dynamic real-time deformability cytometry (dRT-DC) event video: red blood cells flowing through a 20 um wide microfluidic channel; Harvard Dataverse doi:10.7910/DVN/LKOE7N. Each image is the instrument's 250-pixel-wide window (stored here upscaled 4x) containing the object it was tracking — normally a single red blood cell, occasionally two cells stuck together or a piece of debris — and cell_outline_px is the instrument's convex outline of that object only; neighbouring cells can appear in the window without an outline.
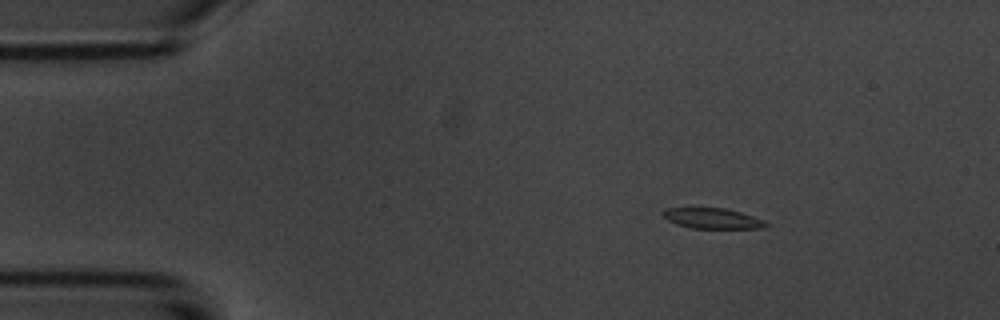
{"species": "common noctule bat (a hibernating species)", "species_latin": "Nyctalus noctula", "temperature_condition": "room temperature", "stored_images_in_passage": 4, "camera_frame_rate_fps": 3000, "um_per_image_px": 0.085, "animal": {"sex": "male", "body_mass_g": 20.1, "forearm_length_mm": 53.5}, "frame": {"image": 1, "passage_image": 1, "time_ms": 0.0, "image_size_px": [1000, 320], "cell_outline_px": [[768, 224], [764, 228], [692, 228], [676, 224], [668, 220], [664, 216], [664, 208], [724, 208], [740, 212], [764, 220]], "centroid_in_image_um": [60.56, 18.56], "position_along_channel_um": 24.4, "area_um2": 12.08}}
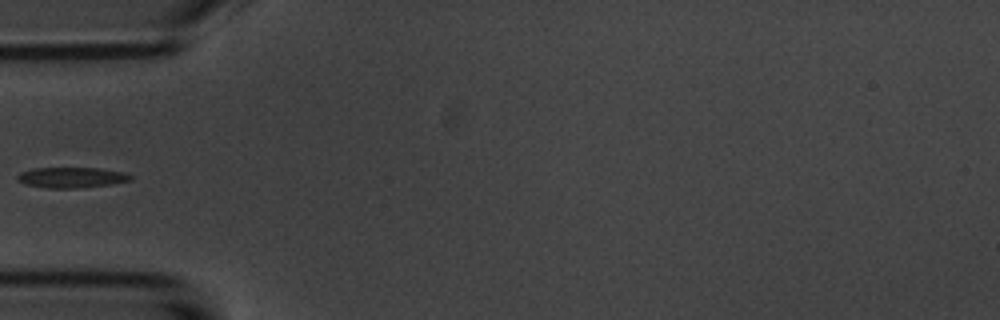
{"frame": {"image": 2, "passage_image": 4, "time_ms": 3.333, "image_size_px": [1000, 320], "cell_outline_px": [[132, 180], [112, 184], [76, 188], [48, 188], [24, 184], [16, 180], [16, 176], [20, 172], [32, 168], [100, 168], [120, 172], [132, 176]], "centroid_in_image_um": [6.02, 15.09], "position_along_channel_um": 79.0, "area_um2": 13.53}}